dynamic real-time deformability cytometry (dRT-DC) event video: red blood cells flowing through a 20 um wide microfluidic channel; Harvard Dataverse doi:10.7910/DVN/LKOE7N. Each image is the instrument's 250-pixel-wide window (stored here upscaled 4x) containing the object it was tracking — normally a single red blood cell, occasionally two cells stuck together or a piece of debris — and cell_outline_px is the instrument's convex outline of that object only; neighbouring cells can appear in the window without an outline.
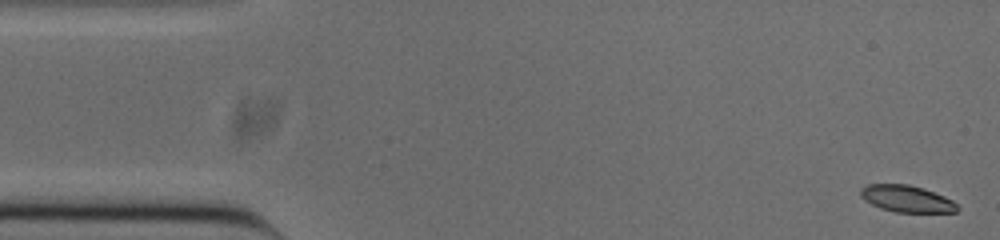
{"species": "common noctule bat (a hibernating species)", "species_latin": "Nyctalus noctula", "temperature_condition": "cold", "stored_images_in_passage": 20, "camera_frame_rate_fps": 3000, "um_per_image_px": 0.085, "animal": {"sex": "male", "body_mass_g": 20.0, "forearm_length_mm": 53.3}, "frame": {"image": 1, "passage_image": 1, "time_ms": 0.0, "image_size_px": [1000, 240], "cell_outline_px": [[960, 208], [956, 212], [896, 212], [880, 208], [864, 200], [860, 196], [860, 188], [868, 184], [908, 184], [924, 188], [944, 196], [952, 200]], "centroid_in_image_um": [77.06, 16.89], "position_along_channel_um": 7.9, "area_um2": 15.14}}
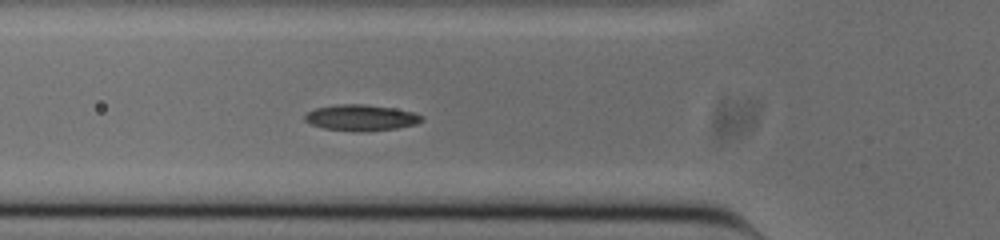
{"frame": {"image": 2, "passage_image": 17, "time_ms": 5.333, "image_size_px": [1000, 240], "cell_outline_px": [[424, 120], [416, 124], [396, 128], [364, 132], [324, 128], [312, 124], [304, 120], [304, 116], [308, 112], [316, 108], [336, 104], [360, 104], [392, 108], [412, 112], [424, 116]], "centroid_in_image_um": [30.7, 10.0], "position_along_channel_um": 95.1, "area_um2": 17.57}}
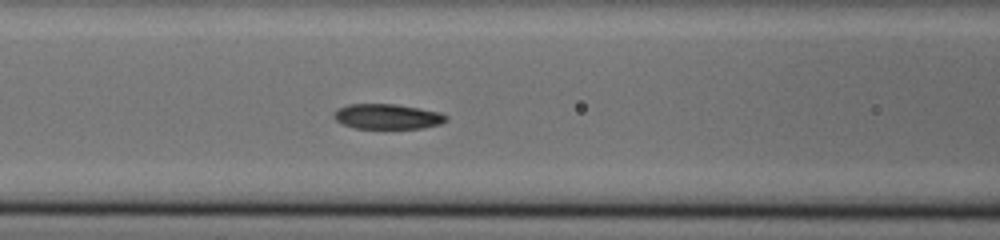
{"frame": {"image": 3, "passage_image": 20, "time_ms": 6.333, "image_size_px": [1000, 240], "cell_outline_px": [[448, 120], [440, 124], [424, 128], [356, 128], [344, 124], [336, 120], [332, 116], [340, 108], [348, 104], [396, 104], [420, 108], [440, 112], [448, 116]], "centroid_in_image_um": [32.98, 9.9], "position_along_channel_um": 133.6, "area_um2": 16.36}}